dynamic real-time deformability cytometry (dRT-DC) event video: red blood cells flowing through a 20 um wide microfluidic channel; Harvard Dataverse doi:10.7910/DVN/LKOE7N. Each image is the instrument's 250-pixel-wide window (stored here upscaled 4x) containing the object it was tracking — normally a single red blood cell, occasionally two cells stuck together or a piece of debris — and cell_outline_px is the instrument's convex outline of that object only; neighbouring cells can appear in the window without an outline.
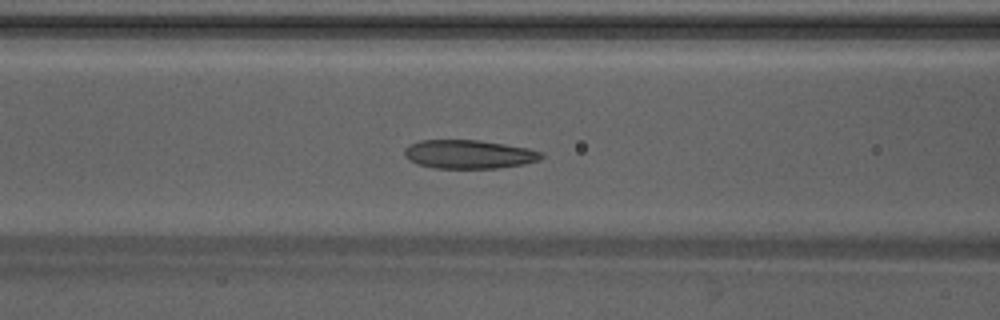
{"species": "Egyptian fruit bat (a non-hibernating species)", "species_latin": "Rousettus aegyptiacus", "temperature_condition": "warm", "stored_images_in_passage": 49, "camera_frame_rate_fps": 3000, "um_per_image_px": 0.085, "animal": {"sex": "male"}, "frame": {"image": 1, "passage_image": 20, "time_ms": 6.333, "image_size_px": [1000, 320], "cell_outline_px": [[544, 156], [540, 160], [524, 164], [496, 168], [436, 168], [416, 164], [408, 160], [404, 156], [404, 148], [420, 140], [480, 140], [528, 148], [544, 152]], "centroid_in_image_um": [39.86, 13.11], "position_along_channel_um": 126.7, "area_um2": 23.0}}
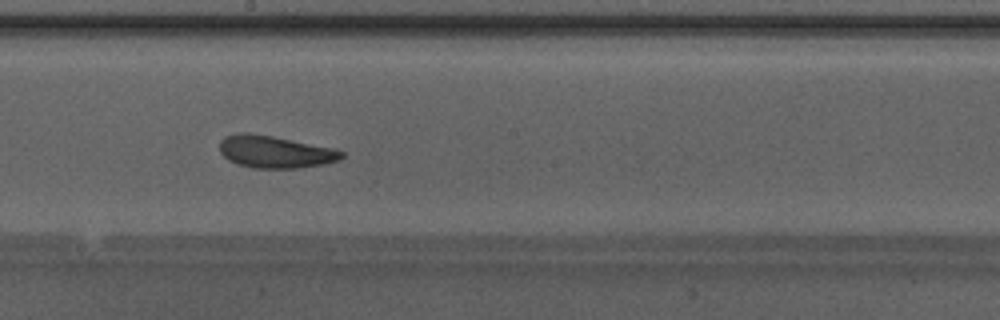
{"frame": {"image": 2, "passage_image": 27, "time_ms": 8.667, "image_size_px": [1000, 320], "cell_outline_px": [[344, 156], [340, 160], [324, 164], [296, 168], [252, 168], [228, 160], [220, 152], [220, 140], [224, 136], [240, 132], [248, 132], [272, 136], [332, 148], [344, 152]], "centroid_in_image_um": [23.36, 12.9], "position_along_channel_um": 224.8, "area_um2": 22.83}}
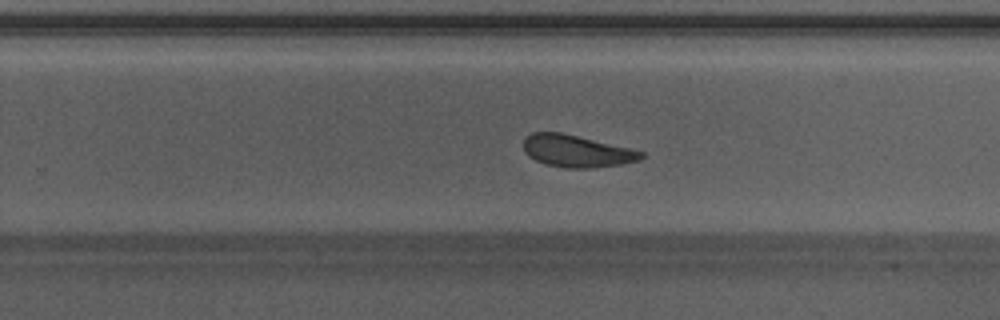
{"frame": {"image": 3, "passage_image": 31, "time_ms": 10.0, "image_size_px": [1000, 320], "cell_outline_px": [[644, 156], [640, 160], [620, 164], [588, 168], [568, 168], [548, 164], [536, 160], [528, 156], [524, 152], [524, 140], [532, 132], [560, 132], [628, 148], [644, 152]], "centroid_in_image_um": [48.99, 12.84], "position_along_channel_um": 280.8, "area_um2": 21.56}, "authors_computed_cell_mechanics": {"area_um2": 23.2934, "velocity_mm_per_s": 4.212, "shape_relaxation_time_tau1_ms": 2.8277, "shape_relaxation_time_tau2_ms": 1.666, "deformation_change_tau1": 0.1096, "deformation_change_tau2": 0.0626}}